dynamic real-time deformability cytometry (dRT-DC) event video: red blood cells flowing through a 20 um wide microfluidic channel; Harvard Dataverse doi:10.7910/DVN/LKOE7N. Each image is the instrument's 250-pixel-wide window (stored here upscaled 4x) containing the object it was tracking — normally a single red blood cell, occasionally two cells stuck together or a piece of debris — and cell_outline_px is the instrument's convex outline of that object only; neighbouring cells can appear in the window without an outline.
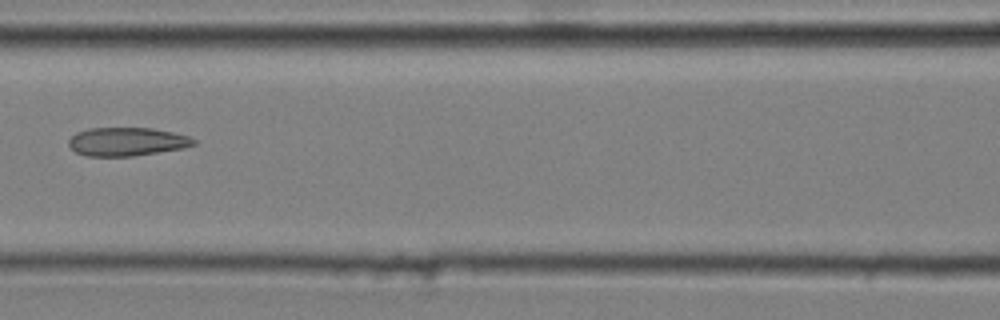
{"species": "common noctule bat (a hibernating species)", "species_latin": "Nyctalus noctula", "temperature_condition": "cold", "stored_images_in_passage": 7, "camera_frame_rate_fps": 3000, "um_per_image_px": 0.085, "animal": {"sex": "male", "body_mass_g": 20.4}, "frame": {"image": 1, "passage_image": 4, "time_ms": 1.0, "image_size_px": [1000, 320], "cell_outline_px": [[196, 144], [184, 148], [132, 156], [88, 156], [76, 152], [68, 144], [68, 140], [76, 132], [88, 128], [152, 128], [172, 132], [188, 136], [196, 140]], "centroid_in_image_um": [10.78, 12.04], "position_along_channel_um": 155.8, "area_um2": 20.69}}
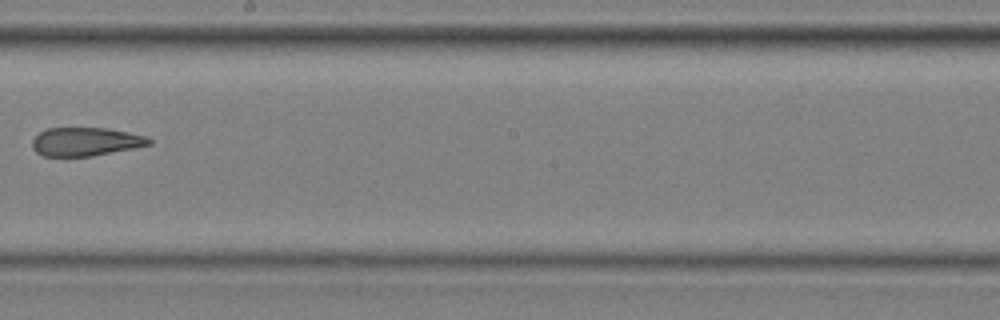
{"frame": {"image": 2, "passage_image": 6, "time_ms": 1.667, "image_size_px": [1000, 320], "cell_outline_px": [[152, 144], [136, 148], [92, 156], [44, 156], [36, 152], [32, 148], [32, 140], [40, 132], [48, 128], [108, 128], [148, 136], [152, 140]], "centroid_in_image_um": [7.32, 12.04], "position_along_channel_um": 240.9, "area_um2": 19.54}}
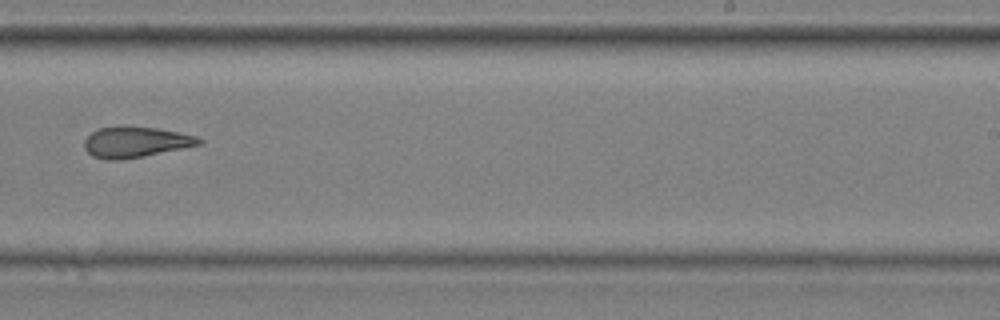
{"frame": {"image": 3, "passage_image": 7, "time_ms": 2.0, "image_size_px": [1000, 320], "cell_outline_px": [[204, 144], [144, 156], [116, 160], [108, 160], [92, 156], [84, 148], [84, 140], [96, 128], [120, 124], [124, 124], [156, 128], [196, 136], [204, 140]], "centroid_in_image_um": [11.51, 12.05], "position_along_channel_um": 277.5, "area_um2": 20.98}}